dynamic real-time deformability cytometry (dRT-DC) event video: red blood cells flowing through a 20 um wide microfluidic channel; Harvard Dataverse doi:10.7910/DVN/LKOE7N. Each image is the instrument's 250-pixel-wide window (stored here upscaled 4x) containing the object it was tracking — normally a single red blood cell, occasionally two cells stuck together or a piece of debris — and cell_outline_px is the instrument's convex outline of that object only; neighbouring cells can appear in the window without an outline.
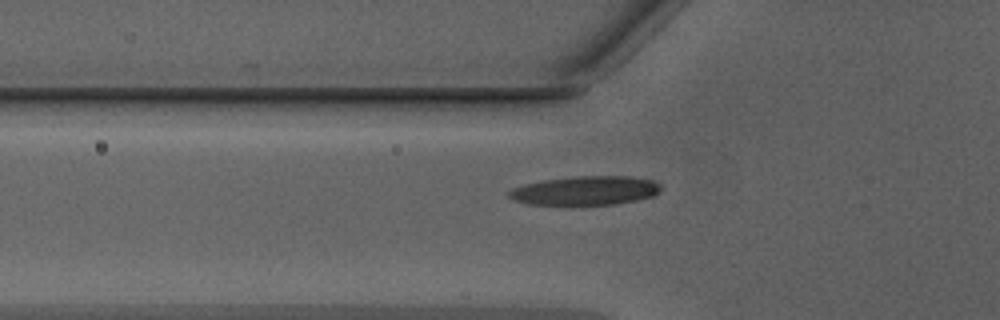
{"species": "Egyptian fruit bat (a non-hibernating species)", "species_latin": "Rousettus aegyptiacus", "temperature_condition": "warm", "stored_images_in_passage": 31, "camera_frame_rate_fps": 3000, "um_per_image_px": 0.085, "animal": {"sex": "male"}, "frame": {"image": 1, "passage_image": 5, "time_ms": 1.333, "image_size_px": [1000, 320], "cell_outline_px": [[664, 184], [660, 192], [652, 196], [636, 200], [612, 204], [528, 204], [512, 200], [508, 196], [508, 192], [512, 188], [524, 184], [544, 180], [576, 176], [632, 176], [652, 180]], "centroid_in_image_um": [49.79, 16.18], "position_along_channel_um": 76.0, "area_um2": 25.66}}
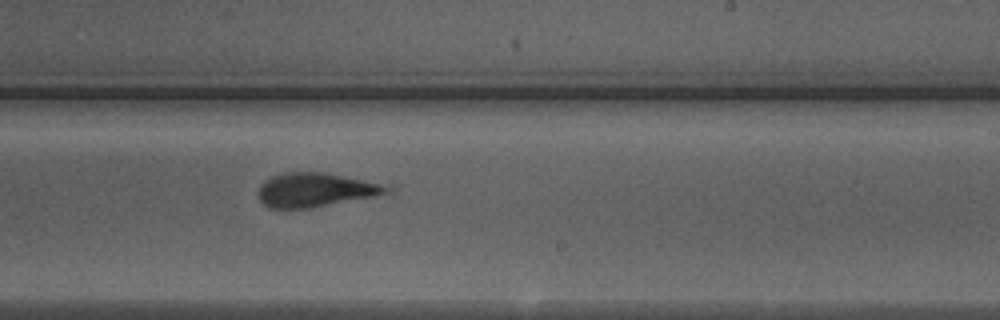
{"frame": {"image": 2, "passage_image": 18, "time_ms": 5.667, "image_size_px": [1000, 320], "cell_outline_px": [[396, 192], [376, 196], [308, 208], [268, 208], [260, 200], [260, 184], [264, 180], [272, 176], [284, 172], [320, 172], [396, 184]], "centroid_in_image_um": [27.0, 16.12], "position_along_channel_um": 262.0, "area_um2": 26.07}}
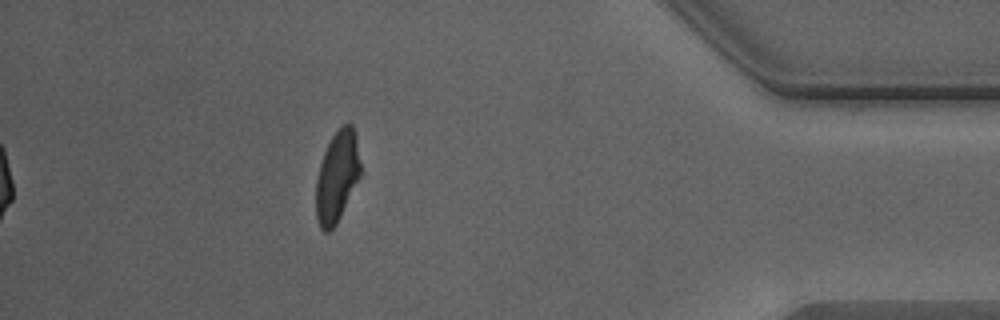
{"frame": {"image": 3, "passage_image": 31, "time_ms": 10.0, "image_size_px": [1000, 320], "cell_outline_px": [[360, 176], [336, 224], [328, 232], [324, 232], [320, 228], [316, 216], [316, 180], [320, 164], [324, 152], [332, 136], [344, 124], [352, 124], [356, 136], [360, 164]], "centroid_in_image_um": [28.64, 15.02], "position_along_channel_um": 406.6, "area_um2": 23.24}, "authors_computed_cell_mechanics": {"area_um2": 26.9926, "velocity_mm_per_s": 4.2875, "shape_relaxation_time_tau1_ms": 4.8428, "shape_relaxation_time_tau2_ms": 1.6047, "deformation_change_tau1": 0.1486, "deformation_change_tau2": 0.1254}}